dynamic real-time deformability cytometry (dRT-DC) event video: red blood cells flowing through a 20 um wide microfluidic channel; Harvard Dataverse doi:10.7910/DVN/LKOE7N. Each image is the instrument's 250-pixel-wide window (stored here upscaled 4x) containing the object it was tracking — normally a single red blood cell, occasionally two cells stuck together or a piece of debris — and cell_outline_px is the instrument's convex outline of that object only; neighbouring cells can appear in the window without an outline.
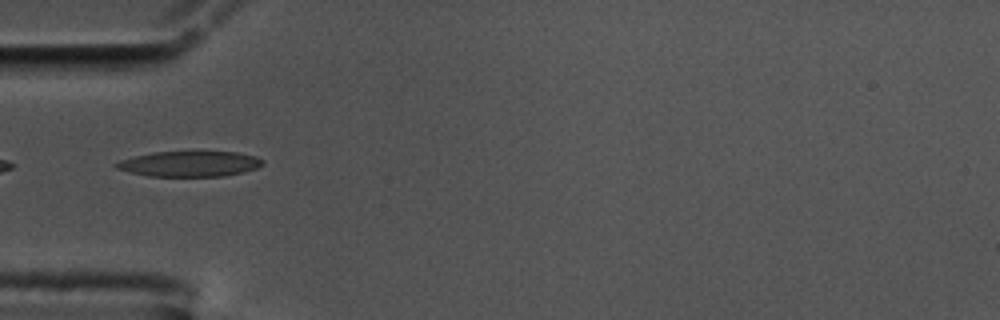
{"species": "common noctule bat (a hibernating species)", "species_latin": "Nyctalus noctula", "temperature_condition": "cold", "stored_images_in_passage": 39, "camera_frame_rate_fps": 3000, "um_per_image_px": 0.085, "animal": {"sex": "male", "body_mass_g": 17.5, "forearm_length_mm": 52.3}, "frame": {"image": 1, "passage_image": 1, "time_ms": 0.0, "image_size_px": [1000, 320], "cell_outline_px": [[264, 164], [256, 168], [244, 172], [224, 176], [148, 176], [116, 168], [112, 164], [120, 160], [152, 152], [236, 152], [256, 156], [264, 160]], "centroid_in_image_um": [16.14, 13.93], "position_along_channel_um": 68.9, "area_um2": 21.62}}
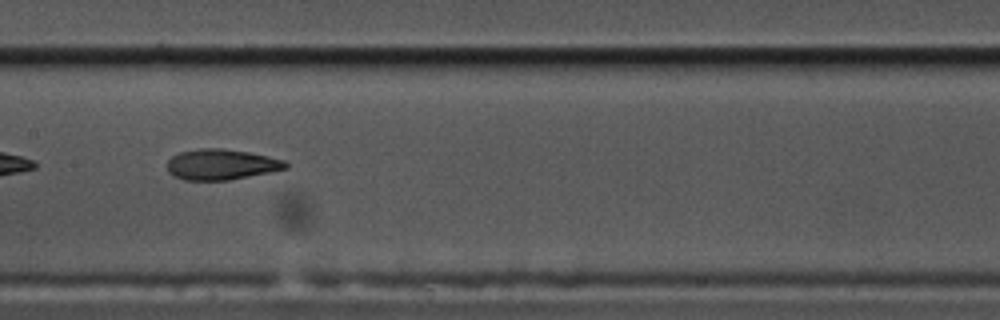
{"frame": {"image": 2, "passage_image": 11, "time_ms": 3.333, "image_size_px": [1000, 320], "cell_outline_px": [[288, 168], [272, 172], [228, 180], [184, 180], [172, 176], [168, 172], [168, 160], [172, 156], [180, 152], [200, 148], [224, 148], [248, 152], [268, 156], [284, 160], [288, 164]], "centroid_in_image_um": [18.81, 13.98], "position_along_channel_um": 188.6, "area_um2": 21.27}}
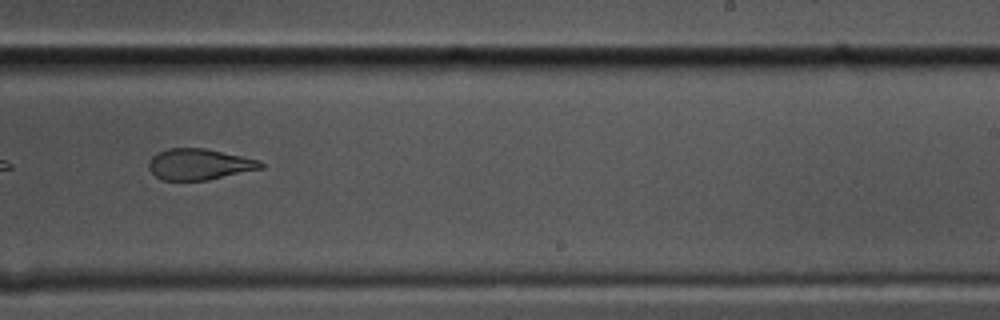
{"frame": {"image": 3, "passage_image": 18, "time_ms": 5.667, "image_size_px": [1000, 320], "cell_outline_px": [[264, 168], [208, 180], [160, 180], [148, 168], [148, 160], [152, 156], [168, 148], [204, 148], [260, 160], [264, 164]], "centroid_in_image_um": [16.94, 13.97], "position_along_channel_um": 272.1, "area_um2": 20.29}, "authors_computed_cell_mechanics": {"area_um2": 21.6172, "velocity_mm_per_s": 3.5877, "shape_relaxation_time_tau1_ms": null, "shape_relaxation_time_tau2_ms": 2.2636, "deformation_change_tau1": null, "deformation_change_tau2": 0.095}}